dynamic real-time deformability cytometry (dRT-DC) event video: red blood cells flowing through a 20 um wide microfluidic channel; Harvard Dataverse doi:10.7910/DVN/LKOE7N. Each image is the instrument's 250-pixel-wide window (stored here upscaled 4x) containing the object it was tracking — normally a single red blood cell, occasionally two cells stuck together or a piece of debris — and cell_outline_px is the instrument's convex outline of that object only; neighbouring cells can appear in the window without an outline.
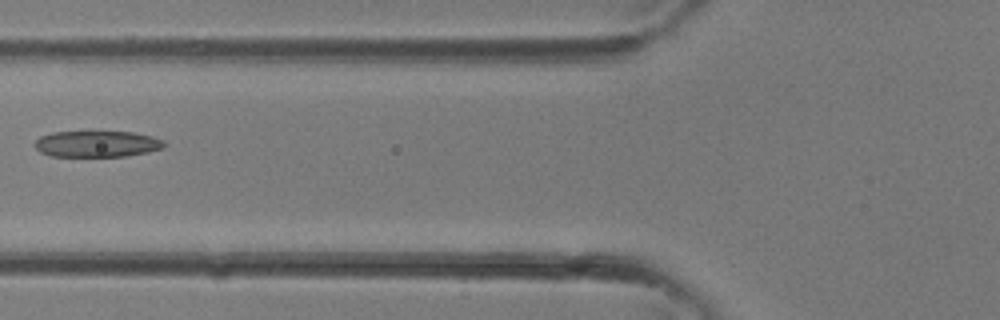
{"species": "common noctule bat (a hibernating species)", "species_latin": "Nyctalus noctula", "temperature_condition": "room temperature", "stored_images_in_passage": 27, "camera_frame_rate_fps": 3000, "um_per_image_px": 0.085, "animal": {"sex": "female"}, "frame": {"image": 1, "passage_image": 8, "time_ms": 2.333, "image_size_px": [1000, 320], "cell_outline_px": [[164, 148], [148, 152], [128, 156], [52, 156], [40, 152], [32, 144], [40, 136], [52, 132], [132, 132], [152, 136], [164, 140]], "centroid_in_image_um": [8.24, 12.23], "position_along_channel_um": 117.6, "area_um2": 19.83}}
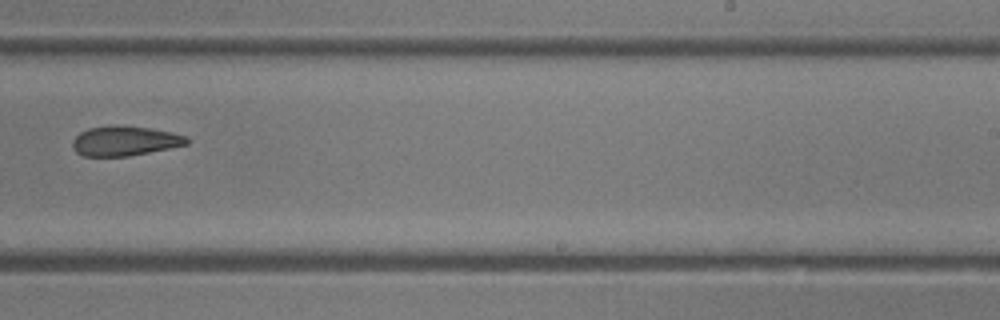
{"frame": {"image": 2, "passage_image": 16, "time_ms": 5.0, "image_size_px": [1000, 320], "cell_outline_px": [[192, 140], [188, 144], [128, 156], [84, 156], [76, 152], [72, 148], [72, 140], [80, 132], [88, 128], [112, 124], [116, 124], [152, 128], [172, 132], [188, 136]], "centroid_in_image_um": [10.61, 11.95], "position_along_channel_um": 278.4, "area_um2": 20.11}}
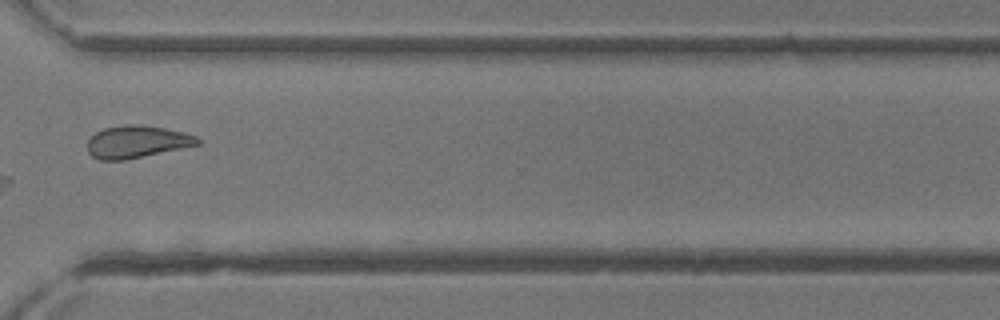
{"frame": {"image": 3, "passage_image": 20, "time_ms": 6.333, "image_size_px": [1000, 320], "cell_outline_px": [[200, 144], [124, 160], [100, 160], [92, 156], [88, 152], [88, 140], [96, 132], [104, 128], [128, 124], [136, 124], [164, 128], [184, 132], [196, 136], [200, 140]], "centroid_in_image_um": [11.62, 12.05], "position_along_channel_um": 359.0, "area_um2": 20.52}}